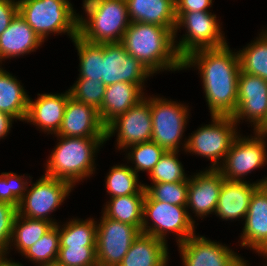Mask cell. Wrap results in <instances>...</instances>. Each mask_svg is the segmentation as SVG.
Segmentation results:
<instances>
[{
	"instance_id": "cell-22",
	"label": "cell",
	"mask_w": 267,
	"mask_h": 266,
	"mask_svg": "<svg viewBox=\"0 0 267 266\" xmlns=\"http://www.w3.org/2000/svg\"><path fill=\"white\" fill-rule=\"evenodd\" d=\"M43 41L18 13L0 35V63L35 51ZM0 64V65H1Z\"/></svg>"
},
{
	"instance_id": "cell-31",
	"label": "cell",
	"mask_w": 267,
	"mask_h": 266,
	"mask_svg": "<svg viewBox=\"0 0 267 266\" xmlns=\"http://www.w3.org/2000/svg\"><path fill=\"white\" fill-rule=\"evenodd\" d=\"M97 221L73 219L61 227L57 224L60 246H96Z\"/></svg>"
},
{
	"instance_id": "cell-35",
	"label": "cell",
	"mask_w": 267,
	"mask_h": 266,
	"mask_svg": "<svg viewBox=\"0 0 267 266\" xmlns=\"http://www.w3.org/2000/svg\"><path fill=\"white\" fill-rule=\"evenodd\" d=\"M131 151L127 153V159L135 164L131 169L138 175L139 171H147L149 174L166 150L153 141L143 142L129 146Z\"/></svg>"
},
{
	"instance_id": "cell-3",
	"label": "cell",
	"mask_w": 267,
	"mask_h": 266,
	"mask_svg": "<svg viewBox=\"0 0 267 266\" xmlns=\"http://www.w3.org/2000/svg\"><path fill=\"white\" fill-rule=\"evenodd\" d=\"M59 142L46 164V176L69 182L72 186L95 172V153L106 137L57 136Z\"/></svg>"
},
{
	"instance_id": "cell-47",
	"label": "cell",
	"mask_w": 267,
	"mask_h": 266,
	"mask_svg": "<svg viewBox=\"0 0 267 266\" xmlns=\"http://www.w3.org/2000/svg\"><path fill=\"white\" fill-rule=\"evenodd\" d=\"M39 266H63L61 264H59L57 261L56 262H52V263H48V264H42Z\"/></svg>"
},
{
	"instance_id": "cell-6",
	"label": "cell",
	"mask_w": 267,
	"mask_h": 266,
	"mask_svg": "<svg viewBox=\"0 0 267 266\" xmlns=\"http://www.w3.org/2000/svg\"><path fill=\"white\" fill-rule=\"evenodd\" d=\"M186 206L171 205L153 200L147 193L143 203L142 233L167 243V233L176 234L177 245L195 233V221ZM152 220V224L149 223ZM150 224V226H149Z\"/></svg>"
},
{
	"instance_id": "cell-44",
	"label": "cell",
	"mask_w": 267,
	"mask_h": 266,
	"mask_svg": "<svg viewBox=\"0 0 267 266\" xmlns=\"http://www.w3.org/2000/svg\"><path fill=\"white\" fill-rule=\"evenodd\" d=\"M0 266H23L21 263L8 260L7 257H0Z\"/></svg>"
},
{
	"instance_id": "cell-36",
	"label": "cell",
	"mask_w": 267,
	"mask_h": 266,
	"mask_svg": "<svg viewBox=\"0 0 267 266\" xmlns=\"http://www.w3.org/2000/svg\"><path fill=\"white\" fill-rule=\"evenodd\" d=\"M189 181L173 183H155L145 185L146 193L155 201L170 203L171 205L186 206Z\"/></svg>"
},
{
	"instance_id": "cell-16",
	"label": "cell",
	"mask_w": 267,
	"mask_h": 266,
	"mask_svg": "<svg viewBox=\"0 0 267 266\" xmlns=\"http://www.w3.org/2000/svg\"><path fill=\"white\" fill-rule=\"evenodd\" d=\"M184 266H242L243 258L228 246L194 234L178 245Z\"/></svg>"
},
{
	"instance_id": "cell-41",
	"label": "cell",
	"mask_w": 267,
	"mask_h": 266,
	"mask_svg": "<svg viewBox=\"0 0 267 266\" xmlns=\"http://www.w3.org/2000/svg\"><path fill=\"white\" fill-rule=\"evenodd\" d=\"M17 14V0H0V35L8 28Z\"/></svg>"
},
{
	"instance_id": "cell-43",
	"label": "cell",
	"mask_w": 267,
	"mask_h": 266,
	"mask_svg": "<svg viewBox=\"0 0 267 266\" xmlns=\"http://www.w3.org/2000/svg\"><path fill=\"white\" fill-rule=\"evenodd\" d=\"M14 120L9 114L0 112V139L7 136Z\"/></svg>"
},
{
	"instance_id": "cell-45",
	"label": "cell",
	"mask_w": 267,
	"mask_h": 266,
	"mask_svg": "<svg viewBox=\"0 0 267 266\" xmlns=\"http://www.w3.org/2000/svg\"><path fill=\"white\" fill-rule=\"evenodd\" d=\"M259 132L264 136L267 137V122L265 125L259 130Z\"/></svg>"
},
{
	"instance_id": "cell-17",
	"label": "cell",
	"mask_w": 267,
	"mask_h": 266,
	"mask_svg": "<svg viewBox=\"0 0 267 266\" xmlns=\"http://www.w3.org/2000/svg\"><path fill=\"white\" fill-rule=\"evenodd\" d=\"M55 136L106 137V126L92 106L69 97L59 131Z\"/></svg>"
},
{
	"instance_id": "cell-23",
	"label": "cell",
	"mask_w": 267,
	"mask_h": 266,
	"mask_svg": "<svg viewBox=\"0 0 267 266\" xmlns=\"http://www.w3.org/2000/svg\"><path fill=\"white\" fill-rule=\"evenodd\" d=\"M143 90L134 83L117 82L106 86L103 102L98 114L101 122L107 126L118 115L127 112L142 100Z\"/></svg>"
},
{
	"instance_id": "cell-30",
	"label": "cell",
	"mask_w": 267,
	"mask_h": 266,
	"mask_svg": "<svg viewBox=\"0 0 267 266\" xmlns=\"http://www.w3.org/2000/svg\"><path fill=\"white\" fill-rule=\"evenodd\" d=\"M138 176L127 165H113L106 176L107 193L110 198L127 195H146L144 184L138 183Z\"/></svg>"
},
{
	"instance_id": "cell-13",
	"label": "cell",
	"mask_w": 267,
	"mask_h": 266,
	"mask_svg": "<svg viewBox=\"0 0 267 266\" xmlns=\"http://www.w3.org/2000/svg\"><path fill=\"white\" fill-rule=\"evenodd\" d=\"M118 132L117 147L126 149L129 146L149 142L152 139V118L150 97H144L127 112L118 115L106 126V141Z\"/></svg>"
},
{
	"instance_id": "cell-40",
	"label": "cell",
	"mask_w": 267,
	"mask_h": 266,
	"mask_svg": "<svg viewBox=\"0 0 267 266\" xmlns=\"http://www.w3.org/2000/svg\"><path fill=\"white\" fill-rule=\"evenodd\" d=\"M16 215V207L0 202V257L7 256Z\"/></svg>"
},
{
	"instance_id": "cell-38",
	"label": "cell",
	"mask_w": 267,
	"mask_h": 266,
	"mask_svg": "<svg viewBox=\"0 0 267 266\" xmlns=\"http://www.w3.org/2000/svg\"><path fill=\"white\" fill-rule=\"evenodd\" d=\"M23 175L13 172H2L0 175V202L18 207L30 184ZM23 179V180H22ZM25 181V182H24ZM29 184V185H28Z\"/></svg>"
},
{
	"instance_id": "cell-27",
	"label": "cell",
	"mask_w": 267,
	"mask_h": 266,
	"mask_svg": "<svg viewBox=\"0 0 267 266\" xmlns=\"http://www.w3.org/2000/svg\"><path fill=\"white\" fill-rule=\"evenodd\" d=\"M145 196L127 195L110 198L103 208V214L109 219L138 227L142 232Z\"/></svg>"
},
{
	"instance_id": "cell-15",
	"label": "cell",
	"mask_w": 267,
	"mask_h": 266,
	"mask_svg": "<svg viewBox=\"0 0 267 266\" xmlns=\"http://www.w3.org/2000/svg\"><path fill=\"white\" fill-rule=\"evenodd\" d=\"M235 122L247 119L259 131L267 122V81L246 72L238 76L237 110L232 116Z\"/></svg>"
},
{
	"instance_id": "cell-11",
	"label": "cell",
	"mask_w": 267,
	"mask_h": 266,
	"mask_svg": "<svg viewBox=\"0 0 267 266\" xmlns=\"http://www.w3.org/2000/svg\"><path fill=\"white\" fill-rule=\"evenodd\" d=\"M254 134L250 138L238 134L233 140L222 165L217 168L224 179L243 181V176L267 163L266 137L259 131Z\"/></svg>"
},
{
	"instance_id": "cell-48",
	"label": "cell",
	"mask_w": 267,
	"mask_h": 266,
	"mask_svg": "<svg viewBox=\"0 0 267 266\" xmlns=\"http://www.w3.org/2000/svg\"><path fill=\"white\" fill-rule=\"evenodd\" d=\"M263 186L267 189V177H265V181L263 183Z\"/></svg>"
},
{
	"instance_id": "cell-1",
	"label": "cell",
	"mask_w": 267,
	"mask_h": 266,
	"mask_svg": "<svg viewBox=\"0 0 267 266\" xmlns=\"http://www.w3.org/2000/svg\"><path fill=\"white\" fill-rule=\"evenodd\" d=\"M190 66H196L200 71L211 116L232 117L237 110L240 73L238 52H232L227 44L200 49L183 59V70Z\"/></svg>"
},
{
	"instance_id": "cell-2",
	"label": "cell",
	"mask_w": 267,
	"mask_h": 266,
	"mask_svg": "<svg viewBox=\"0 0 267 266\" xmlns=\"http://www.w3.org/2000/svg\"><path fill=\"white\" fill-rule=\"evenodd\" d=\"M175 28L131 22L121 44L127 53L138 59L153 74L159 70L179 71L183 59L178 55L174 38Z\"/></svg>"
},
{
	"instance_id": "cell-42",
	"label": "cell",
	"mask_w": 267,
	"mask_h": 266,
	"mask_svg": "<svg viewBox=\"0 0 267 266\" xmlns=\"http://www.w3.org/2000/svg\"><path fill=\"white\" fill-rule=\"evenodd\" d=\"M213 0H175V13L203 12L212 7Z\"/></svg>"
},
{
	"instance_id": "cell-34",
	"label": "cell",
	"mask_w": 267,
	"mask_h": 266,
	"mask_svg": "<svg viewBox=\"0 0 267 266\" xmlns=\"http://www.w3.org/2000/svg\"><path fill=\"white\" fill-rule=\"evenodd\" d=\"M178 153L179 151L165 152L150 174H148L152 184L189 181L182 163L177 158Z\"/></svg>"
},
{
	"instance_id": "cell-7",
	"label": "cell",
	"mask_w": 267,
	"mask_h": 266,
	"mask_svg": "<svg viewBox=\"0 0 267 266\" xmlns=\"http://www.w3.org/2000/svg\"><path fill=\"white\" fill-rule=\"evenodd\" d=\"M177 21L174 38L180 27L185 28V35L176 46L178 55L184 59L200 49L218 48L228 44L221 31V25L215 14L209 11L176 13Z\"/></svg>"
},
{
	"instance_id": "cell-25",
	"label": "cell",
	"mask_w": 267,
	"mask_h": 266,
	"mask_svg": "<svg viewBox=\"0 0 267 266\" xmlns=\"http://www.w3.org/2000/svg\"><path fill=\"white\" fill-rule=\"evenodd\" d=\"M167 246L162 240L141 232L119 266H167Z\"/></svg>"
},
{
	"instance_id": "cell-14",
	"label": "cell",
	"mask_w": 267,
	"mask_h": 266,
	"mask_svg": "<svg viewBox=\"0 0 267 266\" xmlns=\"http://www.w3.org/2000/svg\"><path fill=\"white\" fill-rule=\"evenodd\" d=\"M153 76L138 59L129 55L121 43H103L101 81L106 86L117 82H129L142 90L146 78Z\"/></svg>"
},
{
	"instance_id": "cell-28",
	"label": "cell",
	"mask_w": 267,
	"mask_h": 266,
	"mask_svg": "<svg viewBox=\"0 0 267 266\" xmlns=\"http://www.w3.org/2000/svg\"><path fill=\"white\" fill-rule=\"evenodd\" d=\"M53 223L44 219H30L25 216L16 215L13 222L12 236L10 240L18 252L23 254L29 247L33 246L52 227Z\"/></svg>"
},
{
	"instance_id": "cell-5",
	"label": "cell",
	"mask_w": 267,
	"mask_h": 266,
	"mask_svg": "<svg viewBox=\"0 0 267 266\" xmlns=\"http://www.w3.org/2000/svg\"><path fill=\"white\" fill-rule=\"evenodd\" d=\"M18 13L43 42L50 33L78 36L79 14L64 0H18Z\"/></svg>"
},
{
	"instance_id": "cell-21",
	"label": "cell",
	"mask_w": 267,
	"mask_h": 266,
	"mask_svg": "<svg viewBox=\"0 0 267 266\" xmlns=\"http://www.w3.org/2000/svg\"><path fill=\"white\" fill-rule=\"evenodd\" d=\"M265 179L254 183L244 181H229L224 179L219 192L215 215L223 220L245 219L252 194L262 186Z\"/></svg>"
},
{
	"instance_id": "cell-8",
	"label": "cell",
	"mask_w": 267,
	"mask_h": 266,
	"mask_svg": "<svg viewBox=\"0 0 267 266\" xmlns=\"http://www.w3.org/2000/svg\"><path fill=\"white\" fill-rule=\"evenodd\" d=\"M211 124L204 125L184 141V150L209 159V169H217L225 159L233 140L238 135L237 123L230 116H211ZM221 160V161H220ZM220 161V162H219Z\"/></svg>"
},
{
	"instance_id": "cell-12",
	"label": "cell",
	"mask_w": 267,
	"mask_h": 266,
	"mask_svg": "<svg viewBox=\"0 0 267 266\" xmlns=\"http://www.w3.org/2000/svg\"><path fill=\"white\" fill-rule=\"evenodd\" d=\"M140 233L138 227L109 219L103 214L97 224L98 266H119Z\"/></svg>"
},
{
	"instance_id": "cell-39",
	"label": "cell",
	"mask_w": 267,
	"mask_h": 266,
	"mask_svg": "<svg viewBox=\"0 0 267 266\" xmlns=\"http://www.w3.org/2000/svg\"><path fill=\"white\" fill-rule=\"evenodd\" d=\"M57 262L63 266H98L96 246H60Z\"/></svg>"
},
{
	"instance_id": "cell-9",
	"label": "cell",
	"mask_w": 267,
	"mask_h": 266,
	"mask_svg": "<svg viewBox=\"0 0 267 266\" xmlns=\"http://www.w3.org/2000/svg\"><path fill=\"white\" fill-rule=\"evenodd\" d=\"M152 118L151 141L166 151H179L181 138L187 125L189 111L184 104L150 96Z\"/></svg>"
},
{
	"instance_id": "cell-32",
	"label": "cell",
	"mask_w": 267,
	"mask_h": 266,
	"mask_svg": "<svg viewBox=\"0 0 267 266\" xmlns=\"http://www.w3.org/2000/svg\"><path fill=\"white\" fill-rule=\"evenodd\" d=\"M79 55L80 74L78 78H86L101 81L103 44L86 42L81 37L72 39Z\"/></svg>"
},
{
	"instance_id": "cell-19",
	"label": "cell",
	"mask_w": 267,
	"mask_h": 266,
	"mask_svg": "<svg viewBox=\"0 0 267 266\" xmlns=\"http://www.w3.org/2000/svg\"><path fill=\"white\" fill-rule=\"evenodd\" d=\"M244 222L241 246L267 252V189L263 185L252 194Z\"/></svg>"
},
{
	"instance_id": "cell-24",
	"label": "cell",
	"mask_w": 267,
	"mask_h": 266,
	"mask_svg": "<svg viewBox=\"0 0 267 266\" xmlns=\"http://www.w3.org/2000/svg\"><path fill=\"white\" fill-rule=\"evenodd\" d=\"M131 22L176 27L175 0H125Z\"/></svg>"
},
{
	"instance_id": "cell-46",
	"label": "cell",
	"mask_w": 267,
	"mask_h": 266,
	"mask_svg": "<svg viewBox=\"0 0 267 266\" xmlns=\"http://www.w3.org/2000/svg\"><path fill=\"white\" fill-rule=\"evenodd\" d=\"M256 253L263 255L265 259L267 257V252H256ZM248 265L249 264L246 262V260L245 261L243 260V265L242 266H248ZM266 266H267V264H266Z\"/></svg>"
},
{
	"instance_id": "cell-10",
	"label": "cell",
	"mask_w": 267,
	"mask_h": 266,
	"mask_svg": "<svg viewBox=\"0 0 267 266\" xmlns=\"http://www.w3.org/2000/svg\"><path fill=\"white\" fill-rule=\"evenodd\" d=\"M72 188L69 182L44 174L27 189L19 202L17 214L30 219H44L56 225L58 223L49 214L62 205Z\"/></svg>"
},
{
	"instance_id": "cell-33",
	"label": "cell",
	"mask_w": 267,
	"mask_h": 266,
	"mask_svg": "<svg viewBox=\"0 0 267 266\" xmlns=\"http://www.w3.org/2000/svg\"><path fill=\"white\" fill-rule=\"evenodd\" d=\"M60 249V237L57 224L44 234L33 246L29 247L23 255L38 266L56 262Z\"/></svg>"
},
{
	"instance_id": "cell-26",
	"label": "cell",
	"mask_w": 267,
	"mask_h": 266,
	"mask_svg": "<svg viewBox=\"0 0 267 266\" xmlns=\"http://www.w3.org/2000/svg\"><path fill=\"white\" fill-rule=\"evenodd\" d=\"M28 96L19 80L0 66V112L25 121L30 98Z\"/></svg>"
},
{
	"instance_id": "cell-29",
	"label": "cell",
	"mask_w": 267,
	"mask_h": 266,
	"mask_svg": "<svg viewBox=\"0 0 267 266\" xmlns=\"http://www.w3.org/2000/svg\"><path fill=\"white\" fill-rule=\"evenodd\" d=\"M240 71L259 76L267 81V30L252 43L239 50Z\"/></svg>"
},
{
	"instance_id": "cell-20",
	"label": "cell",
	"mask_w": 267,
	"mask_h": 266,
	"mask_svg": "<svg viewBox=\"0 0 267 266\" xmlns=\"http://www.w3.org/2000/svg\"><path fill=\"white\" fill-rule=\"evenodd\" d=\"M37 100L29 98L28 111L25 121L32 122L43 132L47 134H56L61 126L65 107L68 98L71 96L70 91L64 94H38Z\"/></svg>"
},
{
	"instance_id": "cell-37",
	"label": "cell",
	"mask_w": 267,
	"mask_h": 266,
	"mask_svg": "<svg viewBox=\"0 0 267 266\" xmlns=\"http://www.w3.org/2000/svg\"><path fill=\"white\" fill-rule=\"evenodd\" d=\"M105 90L106 85L102 81L86 78H78L69 89L76 101L92 106L97 111L101 108Z\"/></svg>"
},
{
	"instance_id": "cell-18",
	"label": "cell",
	"mask_w": 267,
	"mask_h": 266,
	"mask_svg": "<svg viewBox=\"0 0 267 266\" xmlns=\"http://www.w3.org/2000/svg\"><path fill=\"white\" fill-rule=\"evenodd\" d=\"M190 177L186 208L201 218L215 213L224 177L217 169H206Z\"/></svg>"
},
{
	"instance_id": "cell-4",
	"label": "cell",
	"mask_w": 267,
	"mask_h": 266,
	"mask_svg": "<svg viewBox=\"0 0 267 266\" xmlns=\"http://www.w3.org/2000/svg\"><path fill=\"white\" fill-rule=\"evenodd\" d=\"M78 36L93 44L120 43L131 21L125 0H83Z\"/></svg>"
}]
</instances>
